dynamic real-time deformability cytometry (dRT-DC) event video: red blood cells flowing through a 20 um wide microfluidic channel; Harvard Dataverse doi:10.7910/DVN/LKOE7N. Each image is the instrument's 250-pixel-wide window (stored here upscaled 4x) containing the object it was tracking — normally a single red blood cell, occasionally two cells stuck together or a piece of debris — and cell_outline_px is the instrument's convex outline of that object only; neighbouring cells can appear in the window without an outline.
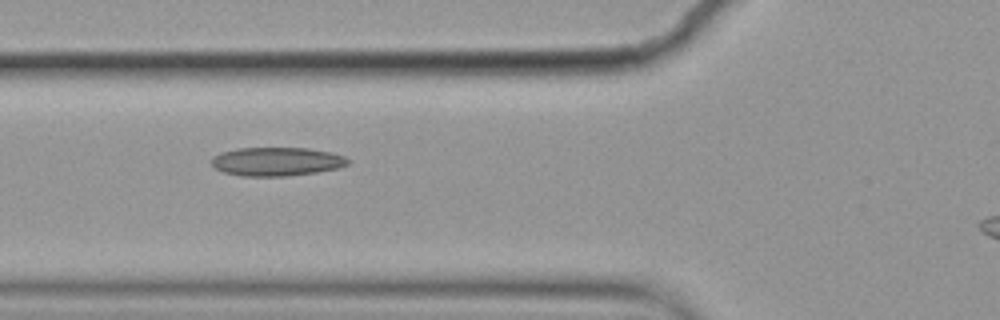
{"species": "common noctule bat (a hibernating species)", "species_latin": "Nyctalus noctula", "temperature_condition": "cold", "stored_images_in_passage": 6, "camera_frame_rate_fps": 3000, "um_per_image_px": 0.085, "animal": {"sex": "female", "body_mass_g": 19.9}, "frame": {"image": 1, "passage_image": 5, "time_ms": 1.333, "image_size_px": [1000, 320], "cell_outline_px": [[352, 160], [348, 164], [340, 168], [316, 172], [288, 176], [240, 176], [224, 172], [212, 168], [212, 156], [220, 152], [236, 148], [308, 148], [332, 152], [344, 156]], "centroid_in_image_um": [23.52, 13.73], "position_along_channel_um": 102.3, "area_um2": 23.12}}
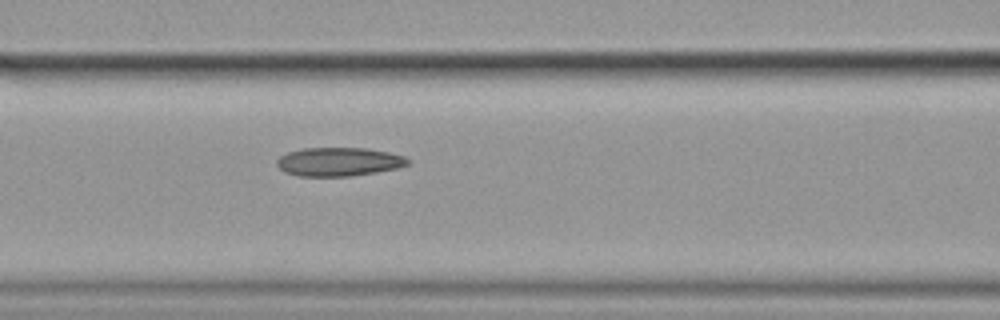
{"frame": {"image": 2, "passage_image": 6, "time_ms": 1.667, "image_size_px": [1000, 320], "cell_outline_px": [[412, 160], [408, 164], [396, 168], [376, 172], [348, 176], [300, 176], [284, 172], [276, 164], [276, 160], [280, 156], [288, 152], [304, 148], [368, 148], [388, 152], [404, 156]], "centroid_in_image_um": [28.8, 13.74], "position_along_channel_um": 137.8, "area_um2": 21.85}}